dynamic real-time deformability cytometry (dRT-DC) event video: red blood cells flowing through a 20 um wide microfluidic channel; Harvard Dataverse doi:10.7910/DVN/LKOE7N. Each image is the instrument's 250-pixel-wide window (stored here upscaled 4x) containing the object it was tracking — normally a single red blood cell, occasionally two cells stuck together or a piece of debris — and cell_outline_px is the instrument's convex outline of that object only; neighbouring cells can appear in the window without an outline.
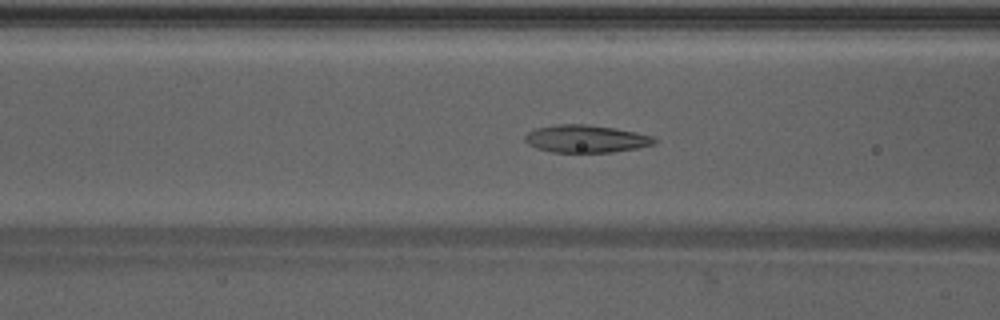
{"species": "Egyptian fruit bat (a non-hibernating species)", "species_latin": "Rousettus aegyptiacus", "temperature_condition": "warm", "stored_images_in_passage": 49, "camera_frame_rate_fps": 3000, "um_per_image_px": 0.085, "animal": {"sex": "male"}, "frame": {"image": 1, "passage_image": 19, "time_ms": 6.0, "image_size_px": [1000, 320], "cell_outline_px": [[656, 144], [636, 148], [612, 152], [552, 152], [536, 148], [528, 144], [524, 140], [524, 136], [528, 132], [536, 128], [556, 124], [584, 124], [616, 128], [636, 132], [652, 136], [656, 140]], "centroid_in_image_um": [49.79, 11.79], "position_along_channel_um": 116.8, "area_um2": 20.81}}
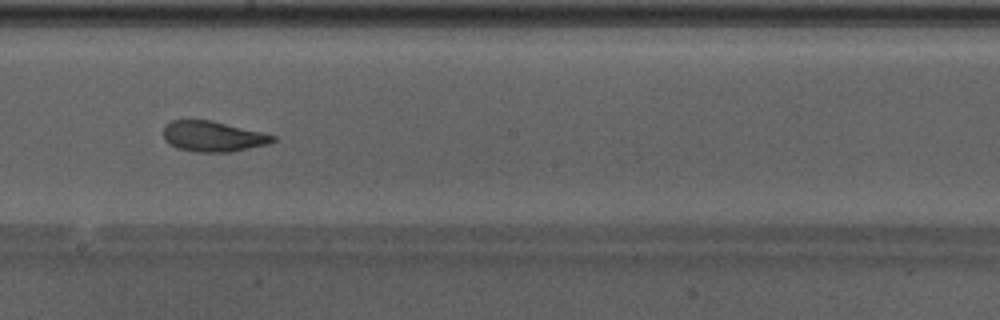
{"frame": {"image": 2, "passage_image": 27, "time_ms": 8.667, "image_size_px": [1000, 320], "cell_outline_px": [[276, 140], [268, 144], [232, 152], [196, 152], [176, 148], [164, 140], [164, 128], [172, 120], [212, 120], [276, 136]], "centroid_in_image_um": [18.1, 11.6], "position_along_channel_um": 230.1, "area_um2": 19.36}}
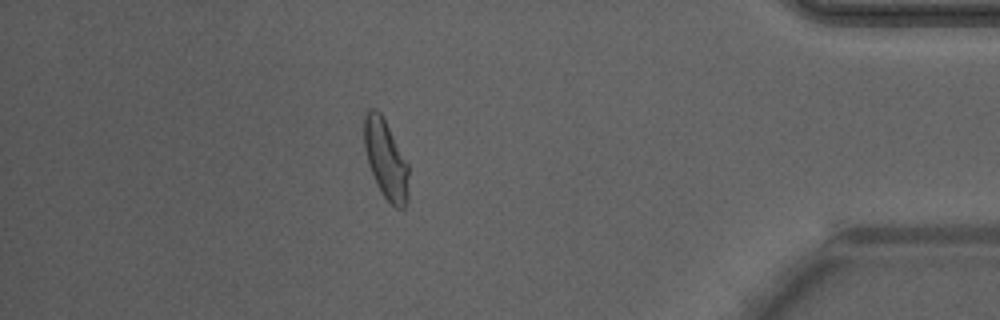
{"frame": {"image": 3, "passage_image": 42, "time_ms": 13.667, "image_size_px": [1000, 320], "cell_outline_px": [[408, 200], [404, 208], [396, 208], [380, 192], [376, 184], [368, 164], [364, 148], [364, 116], [368, 108], [376, 108], [380, 112], [408, 164]], "centroid_in_image_um": [32.77, 13.55], "position_along_channel_um": 402.4, "area_um2": 20.46}, "authors_computed_cell_mechanics": {"area_um2": 20.4612, "velocity_mm_per_s": 4.2588, "shape_relaxation_time_tau1_ms": 2.9436, "shape_relaxation_time_tau2_ms": 1.2194, "deformation_change_tau1": 0.1599, "deformation_change_tau2": 0.0882}}